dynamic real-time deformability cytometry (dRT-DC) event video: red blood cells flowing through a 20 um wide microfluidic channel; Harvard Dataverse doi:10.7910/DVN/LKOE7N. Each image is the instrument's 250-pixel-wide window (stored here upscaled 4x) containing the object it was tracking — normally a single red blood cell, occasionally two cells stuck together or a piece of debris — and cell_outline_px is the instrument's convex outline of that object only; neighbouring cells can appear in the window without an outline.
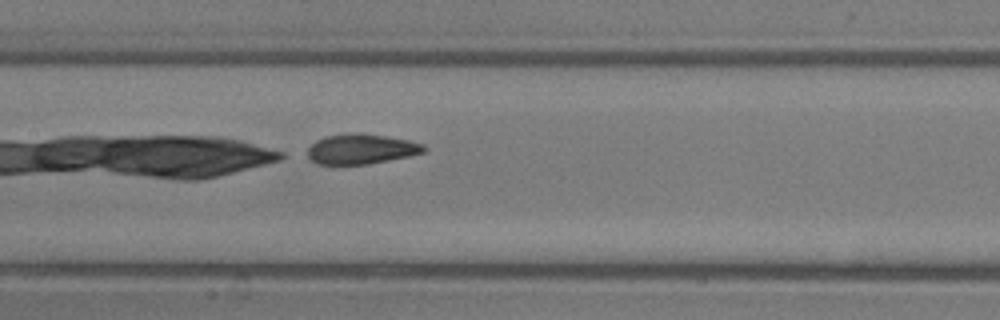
{"species": "common noctule bat (a hibernating species)", "species_latin": "Nyctalus noctula", "temperature_condition": "room temperature", "stored_images_in_passage": 8, "camera_frame_rate_fps": 3000, "um_per_image_px": 0.085, "animal": {"sex": "male", "body_mass_g": 13.3}, "frame": {"image": 1, "passage_image": 6, "time_ms": 6.667, "image_size_px": [1000, 320], "cell_outline_px": [[428, 148], [424, 152], [408, 156], [368, 164], [316, 164], [308, 156], [308, 148], [316, 140], [324, 136], [352, 132], [384, 136], [408, 140], [424, 144]], "centroid_in_image_um": [30.69, 12.66], "position_along_channel_um": 176.7, "area_um2": 20.29}}